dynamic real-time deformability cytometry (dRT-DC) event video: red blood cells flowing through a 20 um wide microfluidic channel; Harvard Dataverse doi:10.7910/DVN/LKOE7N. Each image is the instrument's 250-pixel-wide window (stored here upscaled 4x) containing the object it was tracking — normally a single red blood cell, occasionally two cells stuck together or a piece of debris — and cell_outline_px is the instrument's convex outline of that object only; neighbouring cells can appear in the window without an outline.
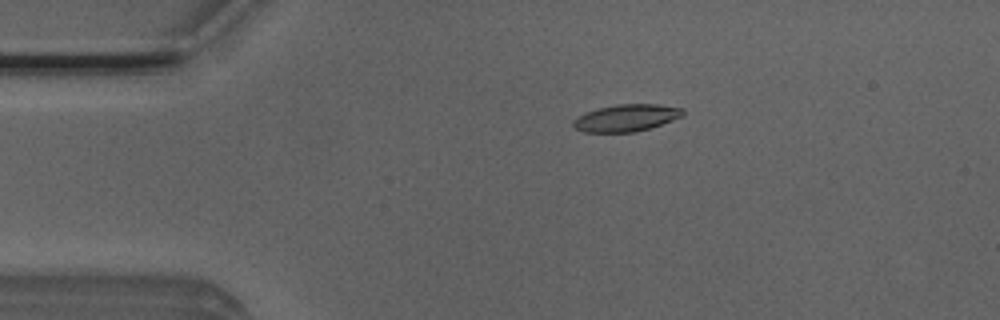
{"species": "Egyptian fruit bat (a non-hibernating species)", "species_latin": "Rousettus aegyptiacus", "temperature_condition": "room temperature", "stored_images_in_passage": 6, "camera_frame_rate_fps": 3000, "um_per_image_px": 0.085, "animal": {"sex": "male"}, "frame": {"image": 1, "passage_image": 3, "time_ms": 0.667, "image_size_px": [1000, 320], "cell_outline_px": [[684, 116], [636, 132], [584, 132], [576, 128], [572, 124], [572, 120], [576, 116], [584, 112], [596, 108], [616, 104], [656, 104], [684, 108]], "centroid_in_image_um": [53.2, 10.01], "position_along_channel_um": 31.8, "area_um2": 17.4}}
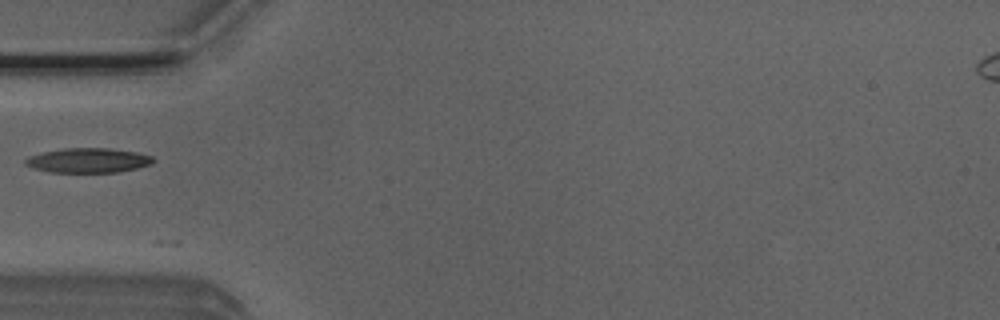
{"frame": {"image": 2, "passage_image": 5, "time_ms": 1.333, "image_size_px": [1000, 320], "cell_outline_px": [[156, 160], [152, 164], [120, 172], [48, 172], [32, 168], [24, 164], [24, 160], [28, 156], [44, 152], [64, 148], [108, 148], [136, 152], [152, 156]], "centroid_in_image_um": [7.49, 13.63], "position_along_channel_um": 77.5, "area_um2": 18.44}}